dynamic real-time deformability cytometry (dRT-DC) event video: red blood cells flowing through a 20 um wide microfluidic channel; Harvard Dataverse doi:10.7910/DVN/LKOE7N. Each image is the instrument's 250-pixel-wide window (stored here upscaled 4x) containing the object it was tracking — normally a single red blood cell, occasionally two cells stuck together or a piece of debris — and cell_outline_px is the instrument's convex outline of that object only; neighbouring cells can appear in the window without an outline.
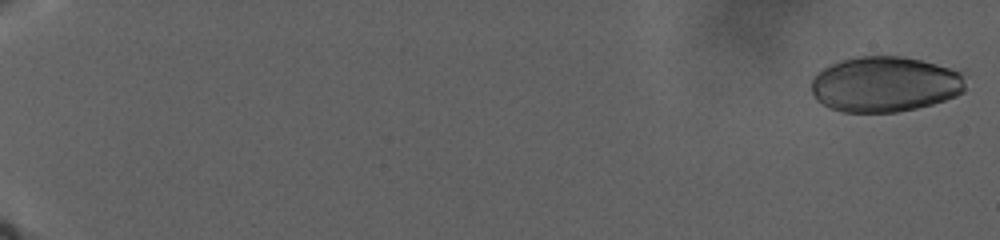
{"species": "human", "species_latin": "Homo sapiens", "temperature_condition": "warm", "stored_images_in_passage": 66, "camera_frame_rate_fps": 3000, "um_per_image_px": 0.085, "donor": {"sex": "male"}, "frame": {"image": 1, "passage_image": 3, "time_ms": 0.667, "image_size_px": [1000, 240], "cell_outline_px": [[964, 92], [956, 96], [932, 104], [916, 108], [896, 112], [840, 112], [828, 108], [816, 100], [812, 96], [812, 76], [824, 68], [840, 60], [856, 56], [904, 56], [964, 68]], "centroid_in_image_um": [75.27, 7.14], "position_along_channel_um": 9.7, "area_um2": 50.98}}
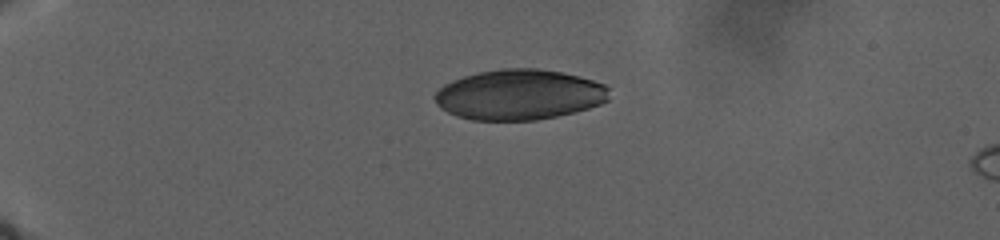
{"frame": {"image": 2, "passage_image": 40, "time_ms": 11.0, "image_size_px": [1000, 240], "cell_outline_px": [[608, 100], [600, 104], [588, 108], [556, 116], [536, 120], [472, 120], [456, 116], [440, 108], [436, 104], [432, 96], [444, 84], [452, 80], [464, 76], [480, 72], [500, 68], [536, 68], [560, 72], [580, 76], [604, 84], [608, 88]], "centroid_in_image_um": [44.1, 8.04], "position_along_channel_um": 40.9, "area_um2": 51.21}}
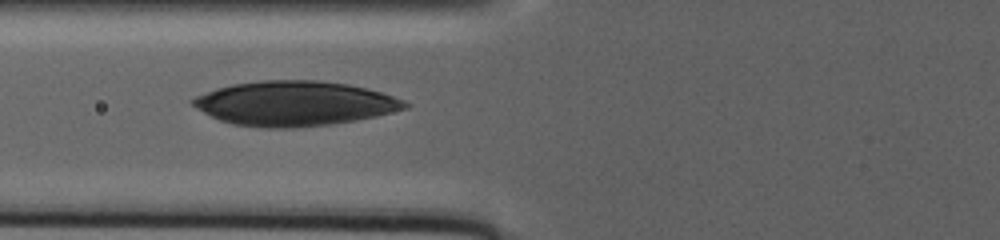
{"frame": {"image": 3, "passage_image": 65, "time_ms": 18.0, "image_size_px": [1000, 240], "cell_outline_px": [[412, 104], [408, 108], [376, 116], [356, 120], [332, 124], [296, 128], [264, 128], [232, 124], [220, 120], [196, 108], [188, 100], [196, 96], [216, 88], [232, 84], [260, 80], [320, 80], [348, 84], [380, 92], [404, 100]], "centroid_in_image_um": [25.03, 8.79], "position_along_channel_um": 100.8, "area_um2": 55.37}}